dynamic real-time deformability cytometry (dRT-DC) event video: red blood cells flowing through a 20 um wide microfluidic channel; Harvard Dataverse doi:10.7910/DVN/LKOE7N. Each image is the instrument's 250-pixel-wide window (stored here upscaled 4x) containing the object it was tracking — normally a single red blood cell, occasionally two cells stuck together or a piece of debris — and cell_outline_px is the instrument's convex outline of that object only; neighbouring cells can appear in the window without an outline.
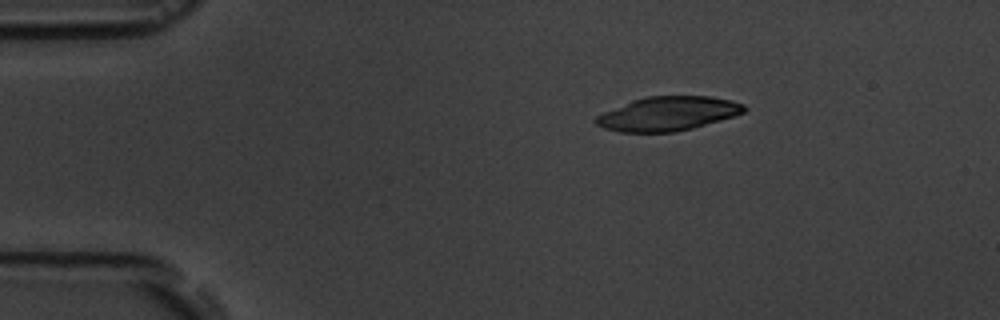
{"species": "common noctule bat (a hibernating species)", "species_latin": "Nyctalus noctula", "temperature_condition": "room temperature", "stored_images_in_passage": 3, "camera_frame_rate_fps": 3000, "um_per_image_px": 0.085, "animal": {"sex": "male", "body_mass_g": 19.5, "forearm_length_mm": 54.6}, "frame": {"image": 1, "passage_image": 1, "time_ms": 0.0, "image_size_px": [1000, 320], "cell_outline_px": [[748, 108], [744, 112], [736, 116], [692, 128], [672, 132], [620, 132], [604, 128], [596, 124], [592, 120], [596, 116], [604, 112], [632, 100], [648, 96], [708, 96], [732, 100], [744, 104]], "centroid_in_image_um": [56.79, 9.66], "position_along_channel_um": 28.2, "area_um2": 29.48}}